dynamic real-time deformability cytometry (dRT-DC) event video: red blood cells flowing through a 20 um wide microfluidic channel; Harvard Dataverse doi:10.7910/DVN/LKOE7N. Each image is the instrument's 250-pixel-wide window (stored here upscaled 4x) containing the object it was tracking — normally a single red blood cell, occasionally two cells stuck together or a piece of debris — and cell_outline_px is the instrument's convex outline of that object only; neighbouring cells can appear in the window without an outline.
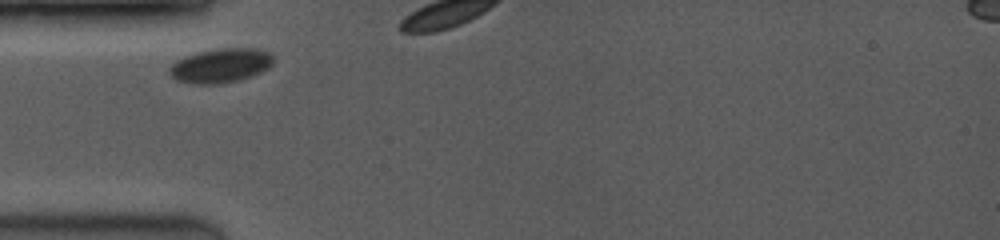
{"species": "common noctule bat (a hibernating species)", "species_latin": "Nyctalus noctula", "temperature_condition": "room temperature", "stored_images_in_passage": 5, "camera_frame_rate_fps": 3500, "um_per_image_px": 0.085, "animal": {"sex": "female", "body_mass_g": 19.0, "forearm_length_mm": 53.3}, "frame": {"image": 1, "passage_image": 1, "time_ms": 0.0, "image_size_px": [1000, 240], "cell_outline_px": [[272, 64], [268, 68], [260, 72], [240, 80], [220, 84], [192, 84], [176, 80], [168, 72], [168, 68], [176, 60], [184, 56], [196, 52], [216, 48], [256, 48], [272, 52]], "centroid_in_image_um": [18.73, 5.56], "position_along_channel_um": 66.3, "area_um2": 21.04}}